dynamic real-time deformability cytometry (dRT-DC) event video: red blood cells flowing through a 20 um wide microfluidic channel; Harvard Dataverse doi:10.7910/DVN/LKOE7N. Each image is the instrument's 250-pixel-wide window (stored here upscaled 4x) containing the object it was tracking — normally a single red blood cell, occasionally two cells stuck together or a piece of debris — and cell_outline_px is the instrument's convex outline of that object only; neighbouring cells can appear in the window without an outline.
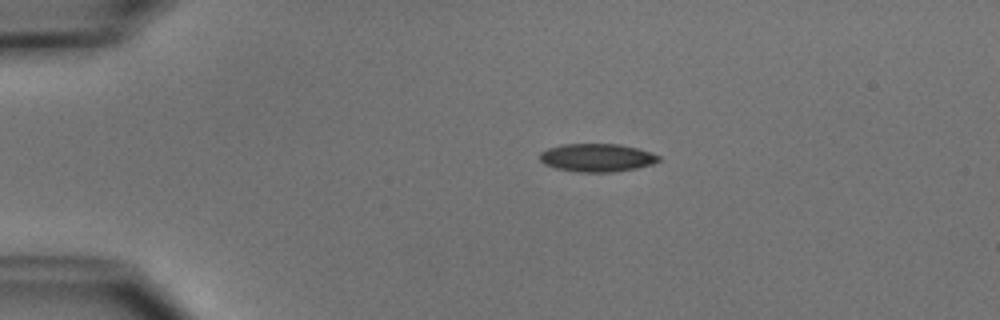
{"species": "common noctule bat (a hibernating species)", "species_latin": "Nyctalus noctula", "temperature_condition": "cold", "stored_images_in_passage": 3, "camera_frame_rate_fps": 3000, "um_per_image_px": 0.085, "animal": {"sex": "male", "body_mass_g": 15.6}, "frame": {"image": 1, "passage_image": 1, "time_ms": 0.0, "image_size_px": [1000, 320], "cell_outline_px": [[660, 160], [652, 164], [636, 168], [612, 172], [580, 172], [556, 168], [544, 164], [540, 160], [540, 152], [548, 148], [564, 144], [620, 144], [652, 152], [660, 156]], "centroid_in_image_um": [50.75, 13.4], "position_along_channel_um": 34.3, "area_um2": 19.42}}
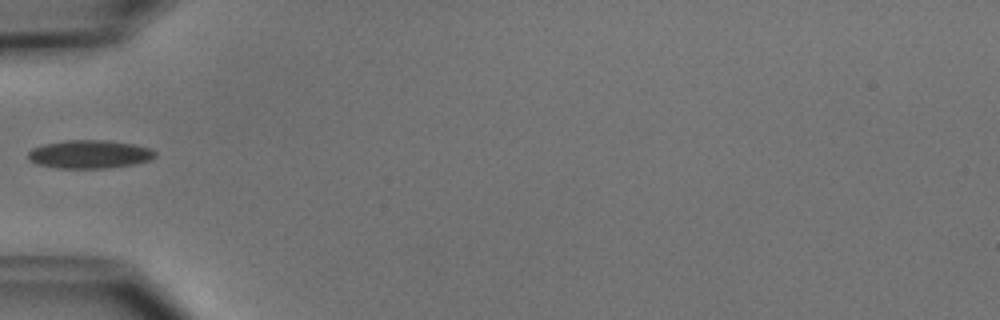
{"frame": {"image": 2, "passage_image": 3, "time_ms": 2.333, "image_size_px": [1000, 320], "cell_outline_px": [[156, 156], [152, 160], [132, 164], [108, 168], [56, 168], [36, 164], [28, 160], [28, 152], [32, 148], [44, 144], [64, 140], [108, 140], [136, 144], [148, 148], [156, 152]], "centroid_in_image_um": [7.6, 13.11], "position_along_channel_um": 77.4, "area_um2": 21.15}}